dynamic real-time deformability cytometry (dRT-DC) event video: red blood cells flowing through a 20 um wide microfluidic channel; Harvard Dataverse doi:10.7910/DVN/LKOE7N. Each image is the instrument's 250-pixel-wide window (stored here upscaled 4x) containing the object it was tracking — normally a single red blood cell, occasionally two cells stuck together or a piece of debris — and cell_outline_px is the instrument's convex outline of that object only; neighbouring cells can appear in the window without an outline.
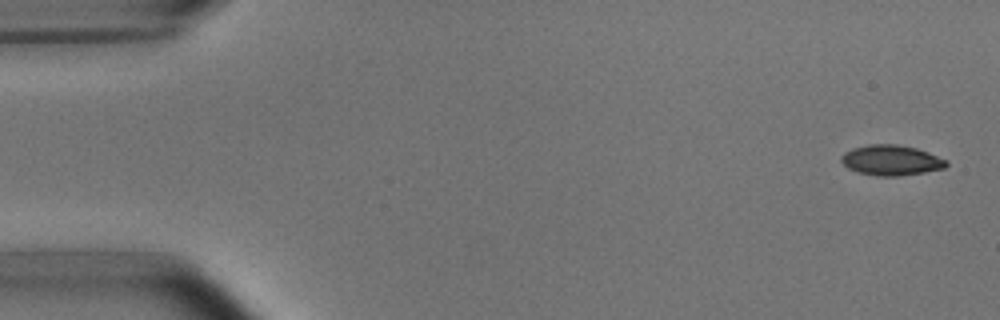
{"species": "common noctule bat (a hibernating species)", "species_latin": "Nyctalus noctula", "temperature_condition": "room temperature", "stored_images_in_passage": 5, "camera_frame_rate_fps": 3000, "um_per_image_px": 0.085, "animal": {"sex": "male", "body_mass_g": 15.6}, "frame": {"image": 1, "passage_image": 1, "time_ms": 0.0, "image_size_px": [1000, 320], "cell_outline_px": [[948, 164], [944, 168], [924, 172], [900, 176], [876, 176], [860, 172], [848, 168], [840, 160], [840, 156], [844, 152], [852, 148], [868, 144], [896, 144], [916, 148], [928, 152], [948, 160]], "centroid_in_image_um": [75.75, 13.61], "position_along_channel_um": 9.3, "area_um2": 18.61}}
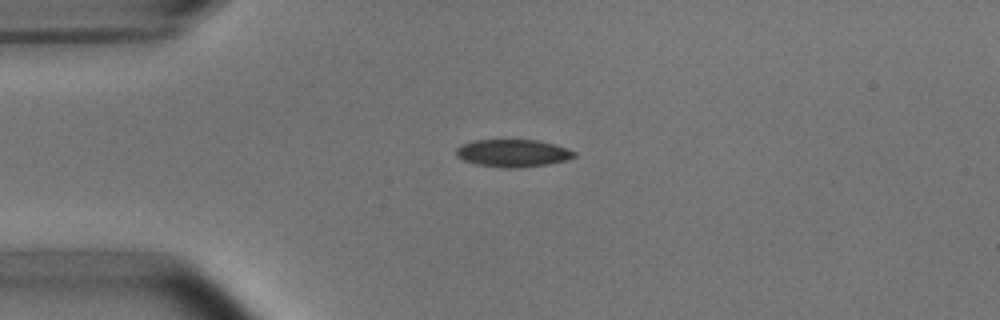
{"frame": {"image": 2, "passage_image": 4, "time_ms": 3.667, "image_size_px": [1000, 320], "cell_outline_px": [[576, 156], [564, 160], [548, 164], [516, 168], [500, 168], [476, 164], [464, 160], [456, 156], [456, 148], [472, 140], [540, 140], [568, 148], [576, 152]], "centroid_in_image_um": [43.59, 13.01], "position_along_channel_um": 41.4, "area_um2": 18.96}}